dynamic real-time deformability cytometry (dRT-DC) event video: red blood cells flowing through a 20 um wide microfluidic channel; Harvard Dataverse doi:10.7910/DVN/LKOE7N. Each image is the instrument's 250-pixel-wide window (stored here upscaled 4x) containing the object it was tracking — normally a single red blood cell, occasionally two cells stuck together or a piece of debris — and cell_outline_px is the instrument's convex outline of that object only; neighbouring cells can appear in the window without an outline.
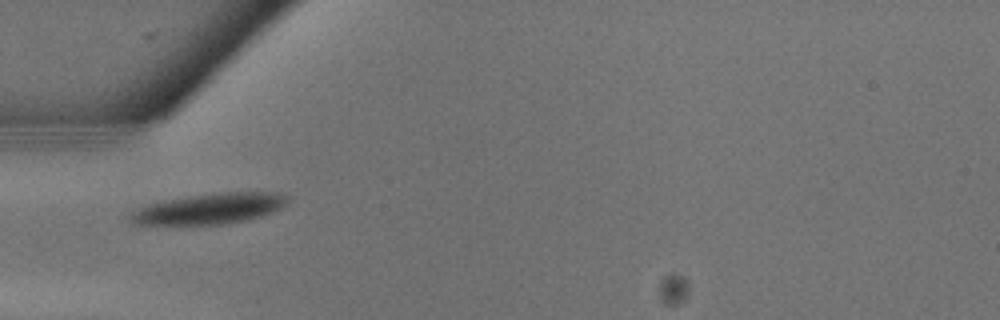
{"species": "common noctule bat (a hibernating species)", "species_latin": "Nyctalus noctula", "temperature_condition": "warm", "stored_images_in_passage": 4, "camera_frame_rate_fps": 3000, "um_per_image_px": 0.085, "animal": {"sex": "male", "body_mass_g": 13.3}, "frame": {"image": 1, "passage_image": 1, "time_ms": 0.0, "image_size_px": [1000, 320], "cell_outline_px": [[288, 204], [272, 212], [248, 220], [220, 224], [136, 224], [128, 220], [132, 212], [136, 208], [148, 204], [188, 196], [224, 192], [284, 192], [288, 196]], "centroid_in_image_um": [17.86, 17.72], "position_along_channel_um": 67.1, "area_um2": 27.92}}
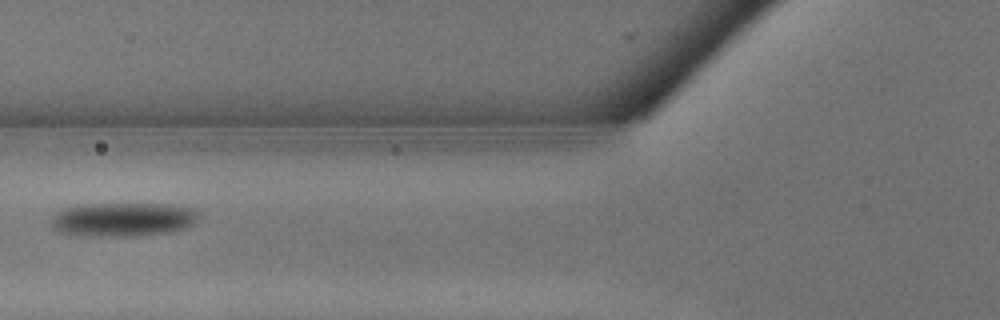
{"frame": {"image": 2, "passage_image": 3, "time_ms": 0.667, "image_size_px": [1000, 320], "cell_outline_px": [[200, 212], [196, 220], [192, 224], [184, 228], [168, 232], [132, 236], [88, 236], [60, 232], [52, 228], [52, 216], [56, 212], [64, 208], [88, 204], [172, 204], [196, 208]], "centroid_in_image_um": [10.48, 18.64], "position_along_channel_um": 115.3, "area_um2": 29.19}}